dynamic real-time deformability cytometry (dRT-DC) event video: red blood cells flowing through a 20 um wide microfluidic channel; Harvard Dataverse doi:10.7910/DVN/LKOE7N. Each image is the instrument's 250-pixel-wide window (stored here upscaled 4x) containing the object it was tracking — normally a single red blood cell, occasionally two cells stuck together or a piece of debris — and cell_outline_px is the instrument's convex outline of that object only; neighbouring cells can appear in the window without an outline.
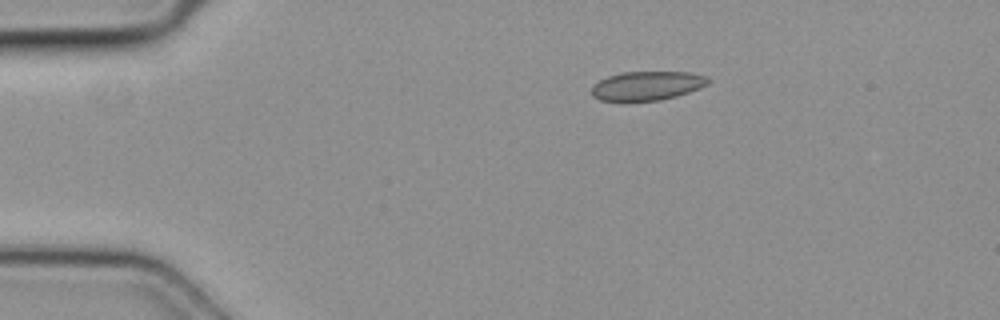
{"species": "common noctule bat (a hibernating species)", "species_latin": "Nyctalus noctula", "temperature_condition": "cold", "stored_images_in_passage": 2, "camera_frame_rate_fps": 3000, "um_per_image_px": 0.085, "animal": {"sex": "female", "body_mass_g": 19.3, "forearm_length_mm": 54.1}, "frame": {"image": 1, "passage_image": 1, "time_ms": 0.0, "image_size_px": [1000, 320], "cell_outline_px": [[708, 84], [700, 88], [676, 96], [660, 100], [600, 100], [592, 96], [592, 84], [608, 76], [620, 72], [688, 72], [704, 76], [708, 80]], "centroid_in_image_um": [54.97, 7.28], "position_along_channel_um": 30.0, "area_um2": 19.42}}